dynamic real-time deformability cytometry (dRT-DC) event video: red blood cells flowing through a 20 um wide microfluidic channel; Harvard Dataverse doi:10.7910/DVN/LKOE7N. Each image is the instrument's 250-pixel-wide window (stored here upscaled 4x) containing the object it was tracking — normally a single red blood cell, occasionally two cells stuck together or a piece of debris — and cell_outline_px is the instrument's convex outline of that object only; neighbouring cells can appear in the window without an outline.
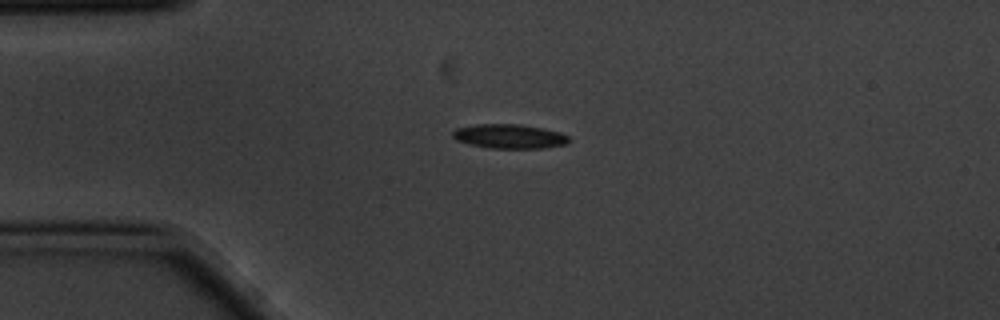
{"species": "common noctule bat (a hibernating species)", "species_latin": "Nyctalus noctula", "temperature_condition": "cold", "stored_images_in_passage": 1, "camera_frame_rate_fps": 3000, "um_per_image_px": 0.085, "animal": {"sex": "male", "body_mass_g": 20.1, "forearm_length_mm": 53.5}, "frame": {"image": 1, "passage_image": 1, "time_ms": 0.0, "image_size_px": [1000, 320], "cell_outline_px": [[572, 140], [568, 144], [544, 148], [488, 148], [468, 144], [456, 140], [452, 136], [452, 132], [456, 128], [476, 124], [520, 124], [544, 128], [560, 132], [568, 136]], "centroid_in_image_um": [43.32, 11.59], "position_along_channel_um": 41.7, "area_um2": 16.7}}